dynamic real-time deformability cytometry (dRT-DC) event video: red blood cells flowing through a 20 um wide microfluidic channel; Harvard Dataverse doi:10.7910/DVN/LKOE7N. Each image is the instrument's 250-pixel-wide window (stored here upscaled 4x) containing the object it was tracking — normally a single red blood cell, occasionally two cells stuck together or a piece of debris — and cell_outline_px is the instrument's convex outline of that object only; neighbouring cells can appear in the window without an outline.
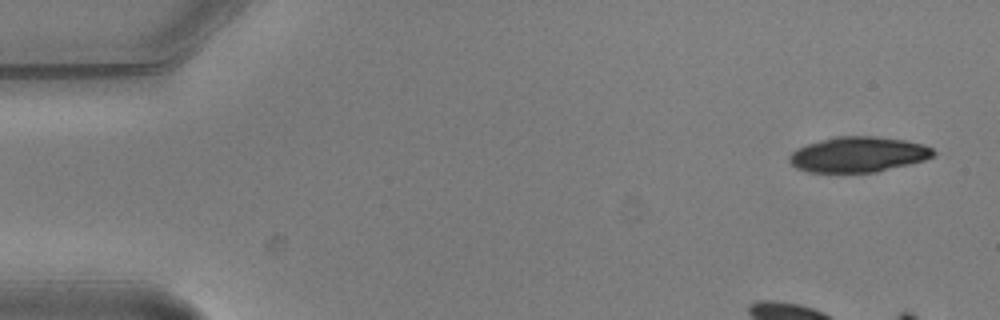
{"species": "common noctule bat (a hibernating species)", "species_latin": "Nyctalus noctula", "temperature_condition": "warm", "stored_images_in_passage": 5, "camera_frame_rate_fps": 3000, "um_per_image_px": 0.085, "animal": {"sex": "male", "body_mass_g": 20.5, "forearm_length_mm": 52.5}, "frame": {"image": 1, "passage_image": 1, "time_ms": 0.0, "image_size_px": [1000, 320], "cell_outline_px": [[936, 152], [932, 156], [924, 160], [876, 172], [808, 172], [796, 168], [788, 160], [788, 156], [796, 148], [808, 144], [836, 136], [876, 136], [904, 140], [924, 144], [932, 148]], "centroid_in_image_um": [72.94, 13.13], "position_along_channel_um": 12.1, "area_um2": 29.59}}